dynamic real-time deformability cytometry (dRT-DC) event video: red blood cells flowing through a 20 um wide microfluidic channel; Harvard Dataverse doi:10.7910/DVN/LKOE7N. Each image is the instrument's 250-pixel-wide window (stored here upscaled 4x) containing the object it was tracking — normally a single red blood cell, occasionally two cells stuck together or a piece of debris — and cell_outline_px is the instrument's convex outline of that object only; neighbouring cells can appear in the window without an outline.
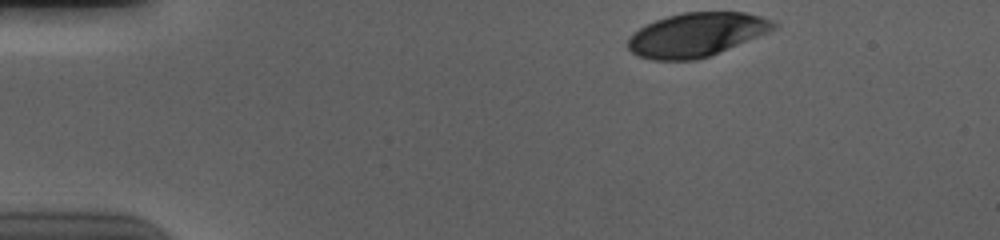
{"species": "human", "species_latin": "Homo sapiens", "temperature_condition": "cold", "stored_images_in_passage": 20, "camera_frame_rate_fps": 3000, "um_per_image_px": 0.085, "donor": {"sex": "male"}, "frame": {"image": 1, "passage_image": 1, "time_ms": 0.0, "image_size_px": [1000, 240], "cell_outline_px": [[776, 28], [708, 56], [696, 60], [652, 60], [636, 56], [628, 48], [628, 36], [644, 24], [668, 16], [684, 12], [744, 12], [760, 16], [772, 20], [776, 24]], "centroid_in_image_um": [59.12, 2.94], "position_along_channel_um": 25.9, "area_um2": 36.88}}
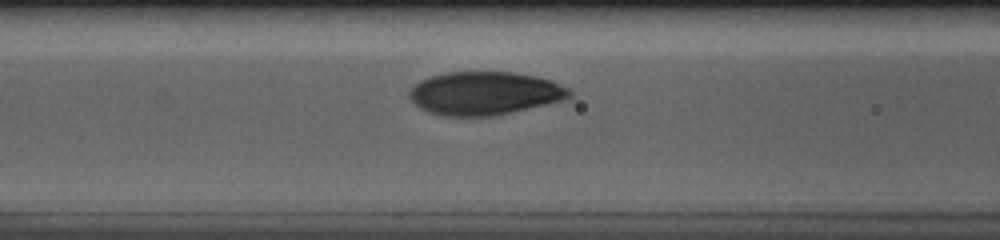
{"frame": {"image": 2, "passage_image": 16, "time_ms": 5.0, "image_size_px": [1000, 240], "cell_outline_px": [[572, 96], [564, 100], [492, 116], [444, 116], [428, 112], [420, 108], [408, 96], [408, 92], [420, 80], [444, 72], [516, 72], [536, 76], [552, 80], [568, 88], [572, 92]], "centroid_in_image_um": [41.2, 7.92], "position_along_channel_um": 125.4, "area_um2": 40.34}}
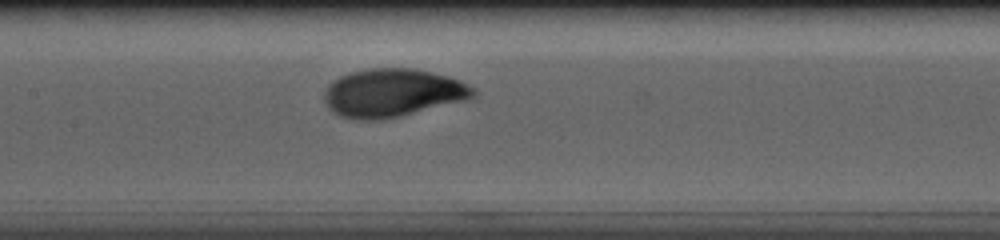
{"frame": {"image": 3, "passage_image": 20, "time_ms": 6.333, "image_size_px": [1000, 240], "cell_outline_px": [[476, 96], [464, 100], [400, 116], [376, 120], [356, 120], [340, 116], [332, 112], [328, 108], [324, 100], [324, 92], [328, 84], [332, 80], [340, 76], [352, 72], [368, 68], [412, 68], [432, 72], [448, 76], [460, 80], [468, 84], [476, 92]], "centroid_in_image_um": [33.33, 7.89], "position_along_channel_um": 174.1, "area_um2": 41.85}}